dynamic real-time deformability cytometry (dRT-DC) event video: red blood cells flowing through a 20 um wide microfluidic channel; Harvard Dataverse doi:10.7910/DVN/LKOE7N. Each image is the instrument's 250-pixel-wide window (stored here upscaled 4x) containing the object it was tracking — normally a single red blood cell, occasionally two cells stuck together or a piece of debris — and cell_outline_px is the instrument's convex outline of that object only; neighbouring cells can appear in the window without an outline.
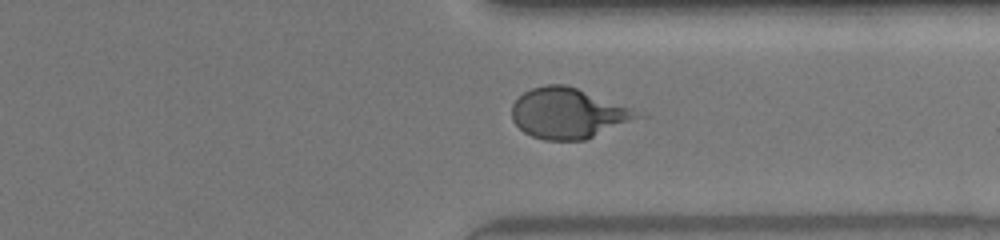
{"species": "human", "species_latin": "Homo sapiens", "temperature_condition": "warm", "stored_images_in_passage": 38, "camera_frame_rate_fps": 3000, "um_per_image_px": 0.085, "donor": {"sex": "female"}, "frame": {"image": 1, "passage_image": 33, "time_ms": 10.667, "image_size_px": [1000, 240], "cell_outline_px": [[648, 116], [584, 140], [544, 140], [532, 136], [524, 132], [512, 120], [512, 104], [524, 92], [532, 88], [544, 84], [564, 84], [576, 88], [628, 108]], "centroid_in_image_um": [48.28, 9.65], "position_along_channel_um": 363.1, "area_um2": 36.53}}